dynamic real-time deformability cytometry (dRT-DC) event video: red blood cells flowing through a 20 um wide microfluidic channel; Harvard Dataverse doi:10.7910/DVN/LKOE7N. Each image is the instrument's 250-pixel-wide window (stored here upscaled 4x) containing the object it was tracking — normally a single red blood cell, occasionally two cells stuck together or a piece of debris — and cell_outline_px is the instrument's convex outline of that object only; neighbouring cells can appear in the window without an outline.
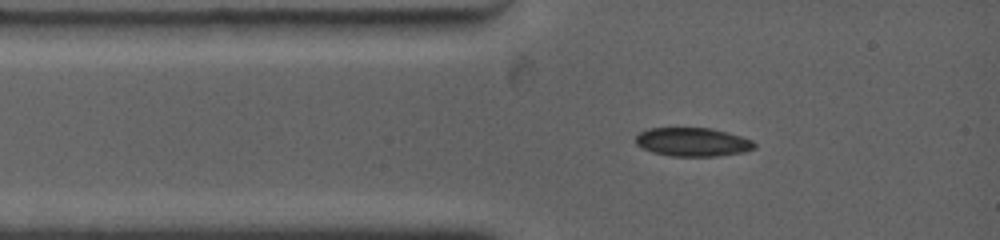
{"species": "common noctule bat (a hibernating species)", "species_latin": "Nyctalus noctula", "temperature_condition": "warm", "stored_images_in_passage": 9, "camera_frame_rate_fps": 4500, "um_per_image_px": 0.085, "animal": {"sex": "female", "body_mass_g": 19.0, "forearm_length_mm": 53.3}, "frame": {"image": 1, "passage_image": 2, "time_ms": 1.111, "image_size_px": [1000, 240], "cell_outline_px": [[756, 148], [744, 152], [716, 156], [668, 156], [652, 152], [636, 144], [636, 136], [640, 132], [648, 128], [712, 128], [728, 132], [752, 140], [756, 144]], "centroid_in_image_um": [58.89, 12.07], "position_along_channel_um": 26.1, "area_um2": 19.88}}
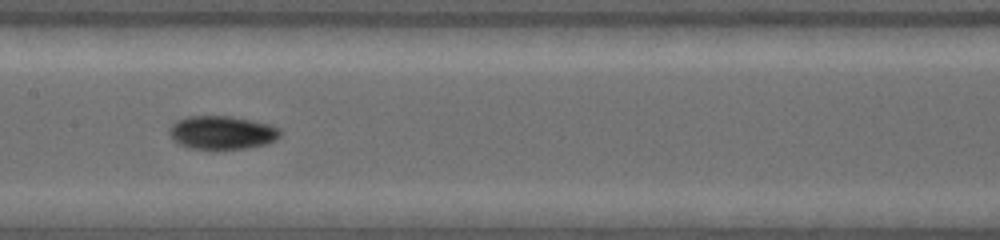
{"frame": {"image": 2, "passage_image": 6, "time_ms": 5.556, "image_size_px": [1000, 240], "cell_outline_px": [[284, 132], [276, 140], [268, 144], [248, 148], [188, 148], [180, 144], [168, 132], [172, 124], [176, 120], [188, 116], [228, 116], [268, 124], [280, 128]], "centroid_in_image_um": [18.92, 11.26], "position_along_channel_um": 188.5, "area_um2": 21.39}}
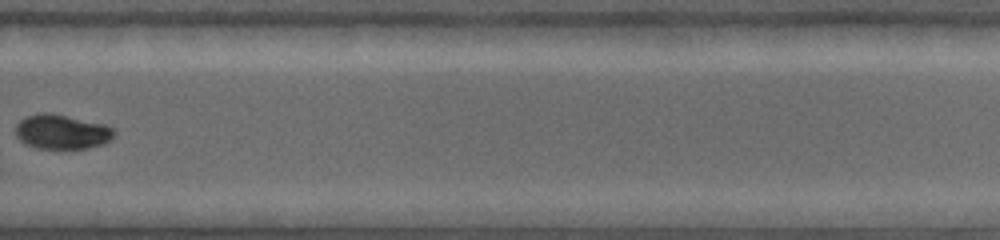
{"frame": {"image": 3, "passage_image": 9, "time_ms": 9.111, "image_size_px": [1000, 240], "cell_outline_px": [[116, 132], [108, 140], [100, 144], [84, 148], [40, 148], [28, 144], [20, 140], [16, 136], [16, 124], [20, 120], [28, 116], [44, 112], [104, 124], [112, 128]], "centroid_in_image_um": [5.22, 11.2], "position_along_channel_um": 324.6, "area_um2": 19.13}}